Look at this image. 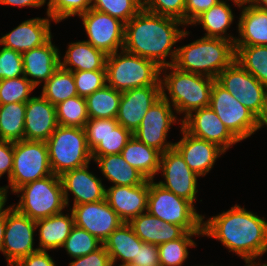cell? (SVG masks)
<instances>
[{
	"mask_svg": "<svg viewBox=\"0 0 267 266\" xmlns=\"http://www.w3.org/2000/svg\"><path fill=\"white\" fill-rule=\"evenodd\" d=\"M184 25L179 19L141 9L125 24L123 49L155 62L161 68L173 65L177 48L173 50L172 47L190 34L180 28ZM167 57L170 61H166Z\"/></svg>",
	"mask_w": 267,
	"mask_h": 266,
	"instance_id": "obj_1",
	"label": "cell"
},
{
	"mask_svg": "<svg viewBox=\"0 0 267 266\" xmlns=\"http://www.w3.org/2000/svg\"><path fill=\"white\" fill-rule=\"evenodd\" d=\"M202 221V236L220 241L244 261L260 260L267 252V221L238 204Z\"/></svg>",
	"mask_w": 267,
	"mask_h": 266,
	"instance_id": "obj_2",
	"label": "cell"
},
{
	"mask_svg": "<svg viewBox=\"0 0 267 266\" xmlns=\"http://www.w3.org/2000/svg\"><path fill=\"white\" fill-rule=\"evenodd\" d=\"M167 70L170 72L168 73ZM162 74L164 75L160 79L162 97L172 105L178 115L184 113L182 120L197 109L209 107L211 91L216 79L184 72L173 65L162 67Z\"/></svg>",
	"mask_w": 267,
	"mask_h": 266,
	"instance_id": "obj_3",
	"label": "cell"
},
{
	"mask_svg": "<svg viewBox=\"0 0 267 266\" xmlns=\"http://www.w3.org/2000/svg\"><path fill=\"white\" fill-rule=\"evenodd\" d=\"M235 61L232 41L223 38L201 37L177 48L173 66L177 69L216 79Z\"/></svg>",
	"mask_w": 267,
	"mask_h": 266,
	"instance_id": "obj_4",
	"label": "cell"
},
{
	"mask_svg": "<svg viewBox=\"0 0 267 266\" xmlns=\"http://www.w3.org/2000/svg\"><path fill=\"white\" fill-rule=\"evenodd\" d=\"M105 68L107 85L117 91L161 85V67L124 49L108 55Z\"/></svg>",
	"mask_w": 267,
	"mask_h": 266,
	"instance_id": "obj_5",
	"label": "cell"
},
{
	"mask_svg": "<svg viewBox=\"0 0 267 266\" xmlns=\"http://www.w3.org/2000/svg\"><path fill=\"white\" fill-rule=\"evenodd\" d=\"M15 193L20 199L12 206L35 221L59 214L67 207L60 176L55 174L27 183Z\"/></svg>",
	"mask_w": 267,
	"mask_h": 266,
	"instance_id": "obj_6",
	"label": "cell"
},
{
	"mask_svg": "<svg viewBox=\"0 0 267 266\" xmlns=\"http://www.w3.org/2000/svg\"><path fill=\"white\" fill-rule=\"evenodd\" d=\"M46 143L52 173L55 175L61 176L93 160L84 128L58 125Z\"/></svg>",
	"mask_w": 267,
	"mask_h": 266,
	"instance_id": "obj_7",
	"label": "cell"
},
{
	"mask_svg": "<svg viewBox=\"0 0 267 266\" xmlns=\"http://www.w3.org/2000/svg\"><path fill=\"white\" fill-rule=\"evenodd\" d=\"M147 211L166 223L181 226L186 232H202L203 215L188 200L149 180Z\"/></svg>",
	"mask_w": 267,
	"mask_h": 266,
	"instance_id": "obj_8",
	"label": "cell"
},
{
	"mask_svg": "<svg viewBox=\"0 0 267 266\" xmlns=\"http://www.w3.org/2000/svg\"><path fill=\"white\" fill-rule=\"evenodd\" d=\"M48 146L44 141L13 142V168L8 185L11 193L23 185L52 175Z\"/></svg>",
	"mask_w": 267,
	"mask_h": 266,
	"instance_id": "obj_9",
	"label": "cell"
},
{
	"mask_svg": "<svg viewBox=\"0 0 267 266\" xmlns=\"http://www.w3.org/2000/svg\"><path fill=\"white\" fill-rule=\"evenodd\" d=\"M209 107L240 142L259 130L258 118L216 80Z\"/></svg>",
	"mask_w": 267,
	"mask_h": 266,
	"instance_id": "obj_10",
	"label": "cell"
},
{
	"mask_svg": "<svg viewBox=\"0 0 267 266\" xmlns=\"http://www.w3.org/2000/svg\"><path fill=\"white\" fill-rule=\"evenodd\" d=\"M216 81L258 119L263 113L267 88L236 61L225 68Z\"/></svg>",
	"mask_w": 267,
	"mask_h": 266,
	"instance_id": "obj_11",
	"label": "cell"
},
{
	"mask_svg": "<svg viewBox=\"0 0 267 266\" xmlns=\"http://www.w3.org/2000/svg\"><path fill=\"white\" fill-rule=\"evenodd\" d=\"M174 112L172 105L161 96L149 108L133 136L161 154L174 148V143L166 140L171 126L177 120V124H182V119H178Z\"/></svg>",
	"mask_w": 267,
	"mask_h": 266,
	"instance_id": "obj_12",
	"label": "cell"
},
{
	"mask_svg": "<svg viewBox=\"0 0 267 266\" xmlns=\"http://www.w3.org/2000/svg\"><path fill=\"white\" fill-rule=\"evenodd\" d=\"M36 230L35 220L19 213L11 205L7 207L6 229L2 248L7 266H13L20 259L38 251V248H34Z\"/></svg>",
	"mask_w": 267,
	"mask_h": 266,
	"instance_id": "obj_13",
	"label": "cell"
},
{
	"mask_svg": "<svg viewBox=\"0 0 267 266\" xmlns=\"http://www.w3.org/2000/svg\"><path fill=\"white\" fill-rule=\"evenodd\" d=\"M79 17L89 38L86 42L106 55L123 49L125 24L122 21L92 8Z\"/></svg>",
	"mask_w": 267,
	"mask_h": 266,
	"instance_id": "obj_14",
	"label": "cell"
},
{
	"mask_svg": "<svg viewBox=\"0 0 267 266\" xmlns=\"http://www.w3.org/2000/svg\"><path fill=\"white\" fill-rule=\"evenodd\" d=\"M84 129L93 161L99 156L120 154L133 136L112 118H89Z\"/></svg>",
	"mask_w": 267,
	"mask_h": 266,
	"instance_id": "obj_15",
	"label": "cell"
},
{
	"mask_svg": "<svg viewBox=\"0 0 267 266\" xmlns=\"http://www.w3.org/2000/svg\"><path fill=\"white\" fill-rule=\"evenodd\" d=\"M159 172L162 173L165 181L156 183L178 197L190 201L195 206L199 176L188 167L184 158L175 148L161 154L158 174Z\"/></svg>",
	"mask_w": 267,
	"mask_h": 266,
	"instance_id": "obj_16",
	"label": "cell"
},
{
	"mask_svg": "<svg viewBox=\"0 0 267 266\" xmlns=\"http://www.w3.org/2000/svg\"><path fill=\"white\" fill-rule=\"evenodd\" d=\"M75 226L95 236L102 244L124 222L107 201L84 203L70 208Z\"/></svg>",
	"mask_w": 267,
	"mask_h": 266,
	"instance_id": "obj_17",
	"label": "cell"
},
{
	"mask_svg": "<svg viewBox=\"0 0 267 266\" xmlns=\"http://www.w3.org/2000/svg\"><path fill=\"white\" fill-rule=\"evenodd\" d=\"M181 127L196 138L216 144L224 152L240 142L210 107L191 112L182 120Z\"/></svg>",
	"mask_w": 267,
	"mask_h": 266,
	"instance_id": "obj_18",
	"label": "cell"
},
{
	"mask_svg": "<svg viewBox=\"0 0 267 266\" xmlns=\"http://www.w3.org/2000/svg\"><path fill=\"white\" fill-rule=\"evenodd\" d=\"M161 85H149L122 92L116 120L132 133L135 132L149 108L161 96Z\"/></svg>",
	"mask_w": 267,
	"mask_h": 266,
	"instance_id": "obj_19",
	"label": "cell"
},
{
	"mask_svg": "<svg viewBox=\"0 0 267 266\" xmlns=\"http://www.w3.org/2000/svg\"><path fill=\"white\" fill-rule=\"evenodd\" d=\"M67 208L69 192L73 194V206L94 203L105 199V187L102 180L90 172L89 164L64 172L60 176Z\"/></svg>",
	"mask_w": 267,
	"mask_h": 266,
	"instance_id": "obj_20",
	"label": "cell"
},
{
	"mask_svg": "<svg viewBox=\"0 0 267 266\" xmlns=\"http://www.w3.org/2000/svg\"><path fill=\"white\" fill-rule=\"evenodd\" d=\"M180 133L182 138L174 143V148L195 174L199 177L206 176L225 152L214 143L190 135L182 127Z\"/></svg>",
	"mask_w": 267,
	"mask_h": 266,
	"instance_id": "obj_21",
	"label": "cell"
},
{
	"mask_svg": "<svg viewBox=\"0 0 267 266\" xmlns=\"http://www.w3.org/2000/svg\"><path fill=\"white\" fill-rule=\"evenodd\" d=\"M46 16L23 21L0 38V46L23 53L44 45L52 38L51 21L56 23L48 14Z\"/></svg>",
	"mask_w": 267,
	"mask_h": 266,
	"instance_id": "obj_22",
	"label": "cell"
},
{
	"mask_svg": "<svg viewBox=\"0 0 267 266\" xmlns=\"http://www.w3.org/2000/svg\"><path fill=\"white\" fill-rule=\"evenodd\" d=\"M24 140L46 142L58 127L56 106L41 94L26 102Z\"/></svg>",
	"mask_w": 267,
	"mask_h": 266,
	"instance_id": "obj_23",
	"label": "cell"
},
{
	"mask_svg": "<svg viewBox=\"0 0 267 266\" xmlns=\"http://www.w3.org/2000/svg\"><path fill=\"white\" fill-rule=\"evenodd\" d=\"M149 180L136 186H111L105 200L124 223L147 211Z\"/></svg>",
	"mask_w": 267,
	"mask_h": 266,
	"instance_id": "obj_24",
	"label": "cell"
},
{
	"mask_svg": "<svg viewBox=\"0 0 267 266\" xmlns=\"http://www.w3.org/2000/svg\"><path fill=\"white\" fill-rule=\"evenodd\" d=\"M60 50L52 38L44 45L22 53L24 76L38 87L60 66ZM30 77V78H29Z\"/></svg>",
	"mask_w": 267,
	"mask_h": 266,
	"instance_id": "obj_25",
	"label": "cell"
},
{
	"mask_svg": "<svg viewBox=\"0 0 267 266\" xmlns=\"http://www.w3.org/2000/svg\"><path fill=\"white\" fill-rule=\"evenodd\" d=\"M248 4V5H246ZM234 46H267V11L254 6L251 2L241 3Z\"/></svg>",
	"mask_w": 267,
	"mask_h": 266,
	"instance_id": "obj_26",
	"label": "cell"
},
{
	"mask_svg": "<svg viewBox=\"0 0 267 266\" xmlns=\"http://www.w3.org/2000/svg\"><path fill=\"white\" fill-rule=\"evenodd\" d=\"M129 224L142 242L157 246L178 239L186 232L181 226L166 223L148 211L133 218Z\"/></svg>",
	"mask_w": 267,
	"mask_h": 266,
	"instance_id": "obj_27",
	"label": "cell"
},
{
	"mask_svg": "<svg viewBox=\"0 0 267 266\" xmlns=\"http://www.w3.org/2000/svg\"><path fill=\"white\" fill-rule=\"evenodd\" d=\"M63 56L60 53V66L72 72L106 70L108 55L85 40L69 43Z\"/></svg>",
	"mask_w": 267,
	"mask_h": 266,
	"instance_id": "obj_28",
	"label": "cell"
},
{
	"mask_svg": "<svg viewBox=\"0 0 267 266\" xmlns=\"http://www.w3.org/2000/svg\"><path fill=\"white\" fill-rule=\"evenodd\" d=\"M61 212L47 218L36 220V229L39 231L38 250L49 251L62 248L72 228L75 226L74 217Z\"/></svg>",
	"mask_w": 267,
	"mask_h": 266,
	"instance_id": "obj_29",
	"label": "cell"
},
{
	"mask_svg": "<svg viewBox=\"0 0 267 266\" xmlns=\"http://www.w3.org/2000/svg\"><path fill=\"white\" fill-rule=\"evenodd\" d=\"M226 1L221 0L208 11L199 15L191 25H202L206 33L203 37L223 38L233 43L236 40L232 34H228V28L233 24L234 13Z\"/></svg>",
	"mask_w": 267,
	"mask_h": 266,
	"instance_id": "obj_30",
	"label": "cell"
},
{
	"mask_svg": "<svg viewBox=\"0 0 267 266\" xmlns=\"http://www.w3.org/2000/svg\"><path fill=\"white\" fill-rule=\"evenodd\" d=\"M141 243L132 226L129 223H123L109 235L103 245L110 255L112 265L116 266L117 259L122 264L133 262Z\"/></svg>",
	"mask_w": 267,
	"mask_h": 266,
	"instance_id": "obj_31",
	"label": "cell"
},
{
	"mask_svg": "<svg viewBox=\"0 0 267 266\" xmlns=\"http://www.w3.org/2000/svg\"><path fill=\"white\" fill-rule=\"evenodd\" d=\"M94 162L104 175L103 177L112 182L113 186H136L146 180L121 154L99 156Z\"/></svg>",
	"mask_w": 267,
	"mask_h": 266,
	"instance_id": "obj_32",
	"label": "cell"
},
{
	"mask_svg": "<svg viewBox=\"0 0 267 266\" xmlns=\"http://www.w3.org/2000/svg\"><path fill=\"white\" fill-rule=\"evenodd\" d=\"M120 154L147 180H154L155 175L158 174L161 153L134 136L126 143Z\"/></svg>",
	"mask_w": 267,
	"mask_h": 266,
	"instance_id": "obj_33",
	"label": "cell"
},
{
	"mask_svg": "<svg viewBox=\"0 0 267 266\" xmlns=\"http://www.w3.org/2000/svg\"><path fill=\"white\" fill-rule=\"evenodd\" d=\"M26 102L0 105V140H24Z\"/></svg>",
	"mask_w": 267,
	"mask_h": 266,
	"instance_id": "obj_34",
	"label": "cell"
},
{
	"mask_svg": "<svg viewBox=\"0 0 267 266\" xmlns=\"http://www.w3.org/2000/svg\"><path fill=\"white\" fill-rule=\"evenodd\" d=\"M121 91L105 85L86 97L89 118L116 119L119 111Z\"/></svg>",
	"mask_w": 267,
	"mask_h": 266,
	"instance_id": "obj_35",
	"label": "cell"
},
{
	"mask_svg": "<svg viewBox=\"0 0 267 266\" xmlns=\"http://www.w3.org/2000/svg\"><path fill=\"white\" fill-rule=\"evenodd\" d=\"M235 61L267 88V46H234Z\"/></svg>",
	"mask_w": 267,
	"mask_h": 266,
	"instance_id": "obj_36",
	"label": "cell"
},
{
	"mask_svg": "<svg viewBox=\"0 0 267 266\" xmlns=\"http://www.w3.org/2000/svg\"><path fill=\"white\" fill-rule=\"evenodd\" d=\"M41 95L54 106L77 96L73 72L59 66L43 84Z\"/></svg>",
	"mask_w": 267,
	"mask_h": 266,
	"instance_id": "obj_37",
	"label": "cell"
},
{
	"mask_svg": "<svg viewBox=\"0 0 267 266\" xmlns=\"http://www.w3.org/2000/svg\"><path fill=\"white\" fill-rule=\"evenodd\" d=\"M193 236H202V232H185L180 238L159 245L160 266H182L188 258V248L196 247Z\"/></svg>",
	"mask_w": 267,
	"mask_h": 266,
	"instance_id": "obj_38",
	"label": "cell"
},
{
	"mask_svg": "<svg viewBox=\"0 0 267 266\" xmlns=\"http://www.w3.org/2000/svg\"><path fill=\"white\" fill-rule=\"evenodd\" d=\"M58 125L84 128L89 120L86 98L74 96L56 105Z\"/></svg>",
	"mask_w": 267,
	"mask_h": 266,
	"instance_id": "obj_39",
	"label": "cell"
},
{
	"mask_svg": "<svg viewBox=\"0 0 267 266\" xmlns=\"http://www.w3.org/2000/svg\"><path fill=\"white\" fill-rule=\"evenodd\" d=\"M91 8L126 24L142 9V0H93Z\"/></svg>",
	"mask_w": 267,
	"mask_h": 266,
	"instance_id": "obj_40",
	"label": "cell"
},
{
	"mask_svg": "<svg viewBox=\"0 0 267 266\" xmlns=\"http://www.w3.org/2000/svg\"><path fill=\"white\" fill-rule=\"evenodd\" d=\"M35 88L25 76L0 80V105L27 102Z\"/></svg>",
	"mask_w": 267,
	"mask_h": 266,
	"instance_id": "obj_41",
	"label": "cell"
},
{
	"mask_svg": "<svg viewBox=\"0 0 267 266\" xmlns=\"http://www.w3.org/2000/svg\"><path fill=\"white\" fill-rule=\"evenodd\" d=\"M101 245L102 243L95 236L84 229L74 226L62 248L73 259L85 256L98 249Z\"/></svg>",
	"mask_w": 267,
	"mask_h": 266,
	"instance_id": "obj_42",
	"label": "cell"
},
{
	"mask_svg": "<svg viewBox=\"0 0 267 266\" xmlns=\"http://www.w3.org/2000/svg\"><path fill=\"white\" fill-rule=\"evenodd\" d=\"M92 3L93 0H48L46 15L48 14L57 24L68 17L87 12L91 9Z\"/></svg>",
	"mask_w": 267,
	"mask_h": 266,
	"instance_id": "obj_43",
	"label": "cell"
},
{
	"mask_svg": "<svg viewBox=\"0 0 267 266\" xmlns=\"http://www.w3.org/2000/svg\"><path fill=\"white\" fill-rule=\"evenodd\" d=\"M73 77L78 96L85 98L107 84L106 70L74 71Z\"/></svg>",
	"mask_w": 267,
	"mask_h": 266,
	"instance_id": "obj_44",
	"label": "cell"
},
{
	"mask_svg": "<svg viewBox=\"0 0 267 266\" xmlns=\"http://www.w3.org/2000/svg\"><path fill=\"white\" fill-rule=\"evenodd\" d=\"M142 9L179 19L185 24V0H142Z\"/></svg>",
	"mask_w": 267,
	"mask_h": 266,
	"instance_id": "obj_45",
	"label": "cell"
},
{
	"mask_svg": "<svg viewBox=\"0 0 267 266\" xmlns=\"http://www.w3.org/2000/svg\"><path fill=\"white\" fill-rule=\"evenodd\" d=\"M24 76L22 53L0 48V80Z\"/></svg>",
	"mask_w": 267,
	"mask_h": 266,
	"instance_id": "obj_46",
	"label": "cell"
},
{
	"mask_svg": "<svg viewBox=\"0 0 267 266\" xmlns=\"http://www.w3.org/2000/svg\"><path fill=\"white\" fill-rule=\"evenodd\" d=\"M69 266H113L110 255L102 244L95 251L81 257L73 258Z\"/></svg>",
	"mask_w": 267,
	"mask_h": 266,
	"instance_id": "obj_47",
	"label": "cell"
},
{
	"mask_svg": "<svg viewBox=\"0 0 267 266\" xmlns=\"http://www.w3.org/2000/svg\"><path fill=\"white\" fill-rule=\"evenodd\" d=\"M219 1L221 0H185V26H191L199 15L208 11Z\"/></svg>",
	"mask_w": 267,
	"mask_h": 266,
	"instance_id": "obj_48",
	"label": "cell"
},
{
	"mask_svg": "<svg viewBox=\"0 0 267 266\" xmlns=\"http://www.w3.org/2000/svg\"><path fill=\"white\" fill-rule=\"evenodd\" d=\"M133 262L140 266H160L158 246L142 242Z\"/></svg>",
	"mask_w": 267,
	"mask_h": 266,
	"instance_id": "obj_49",
	"label": "cell"
},
{
	"mask_svg": "<svg viewBox=\"0 0 267 266\" xmlns=\"http://www.w3.org/2000/svg\"><path fill=\"white\" fill-rule=\"evenodd\" d=\"M13 168V142L0 140V178L7 174L10 180Z\"/></svg>",
	"mask_w": 267,
	"mask_h": 266,
	"instance_id": "obj_50",
	"label": "cell"
},
{
	"mask_svg": "<svg viewBox=\"0 0 267 266\" xmlns=\"http://www.w3.org/2000/svg\"><path fill=\"white\" fill-rule=\"evenodd\" d=\"M13 266H56L48 251L38 250L20 259Z\"/></svg>",
	"mask_w": 267,
	"mask_h": 266,
	"instance_id": "obj_51",
	"label": "cell"
},
{
	"mask_svg": "<svg viewBox=\"0 0 267 266\" xmlns=\"http://www.w3.org/2000/svg\"><path fill=\"white\" fill-rule=\"evenodd\" d=\"M47 0H0V4L2 5H12L18 7H42L45 5Z\"/></svg>",
	"mask_w": 267,
	"mask_h": 266,
	"instance_id": "obj_52",
	"label": "cell"
},
{
	"mask_svg": "<svg viewBox=\"0 0 267 266\" xmlns=\"http://www.w3.org/2000/svg\"><path fill=\"white\" fill-rule=\"evenodd\" d=\"M6 229V210L0 215V251L2 252L3 240Z\"/></svg>",
	"mask_w": 267,
	"mask_h": 266,
	"instance_id": "obj_53",
	"label": "cell"
},
{
	"mask_svg": "<svg viewBox=\"0 0 267 266\" xmlns=\"http://www.w3.org/2000/svg\"><path fill=\"white\" fill-rule=\"evenodd\" d=\"M7 193L8 190L3 186L0 187V215L7 209V208H3L6 204L7 201Z\"/></svg>",
	"mask_w": 267,
	"mask_h": 266,
	"instance_id": "obj_54",
	"label": "cell"
},
{
	"mask_svg": "<svg viewBox=\"0 0 267 266\" xmlns=\"http://www.w3.org/2000/svg\"><path fill=\"white\" fill-rule=\"evenodd\" d=\"M264 125L267 127V96H266V101H265V106H264L263 113H262V115L260 116V118L258 119L259 130H260Z\"/></svg>",
	"mask_w": 267,
	"mask_h": 266,
	"instance_id": "obj_55",
	"label": "cell"
},
{
	"mask_svg": "<svg viewBox=\"0 0 267 266\" xmlns=\"http://www.w3.org/2000/svg\"><path fill=\"white\" fill-rule=\"evenodd\" d=\"M254 6L267 11V0H251L250 1Z\"/></svg>",
	"mask_w": 267,
	"mask_h": 266,
	"instance_id": "obj_56",
	"label": "cell"
},
{
	"mask_svg": "<svg viewBox=\"0 0 267 266\" xmlns=\"http://www.w3.org/2000/svg\"><path fill=\"white\" fill-rule=\"evenodd\" d=\"M245 266H267V263H260L259 261H255L254 260H248V261H245Z\"/></svg>",
	"mask_w": 267,
	"mask_h": 266,
	"instance_id": "obj_57",
	"label": "cell"
},
{
	"mask_svg": "<svg viewBox=\"0 0 267 266\" xmlns=\"http://www.w3.org/2000/svg\"><path fill=\"white\" fill-rule=\"evenodd\" d=\"M251 0H231L233 4H235L237 7H240L241 3L243 2H250Z\"/></svg>",
	"mask_w": 267,
	"mask_h": 266,
	"instance_id": "obj_58",
	"label": "cell"
},
{
	"mask_svg": "<svg viewBox=\"0 0 267 266\" xmlns=\"http://www.w3.org/2000/svg\"><path fill=\"white\" fill-rule=\"evenodd\" d=\"M118 266H140L139 264H136L134 262L124 263V264H118Z\"/></svg>",
	"mask_w": 267,
	"mask_h": 266,
	"instance_id": "obj_59",
	"label": "cell"
}]
</instances>
